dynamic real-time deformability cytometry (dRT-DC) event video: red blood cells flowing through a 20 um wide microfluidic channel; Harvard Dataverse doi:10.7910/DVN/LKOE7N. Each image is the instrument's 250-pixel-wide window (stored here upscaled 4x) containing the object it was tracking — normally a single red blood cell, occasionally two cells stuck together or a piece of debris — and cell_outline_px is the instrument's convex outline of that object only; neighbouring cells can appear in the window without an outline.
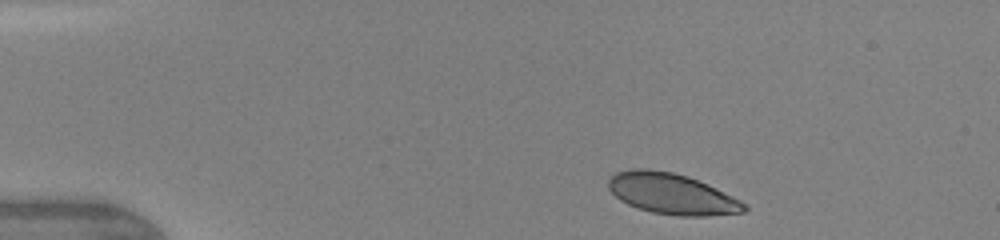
{"species": "human", "species_latin": "Homo sapiens", "temperature_condition": "warm", "stored_images_in_passage": 5, "camera_frame_rate_fps": 3000, "um_per_image_px": 0.085, "donor": {"sex": "female"}, "frame": {"image": 1, "passage_image": 1, "time_ms": 0.0, "image_size_px": [1000, 240], "cell_outline_px": [[748, 208], [744, 212], [708, 216], [676, 216], [652, 212], [628, 204], [620, 200], [608, 188], [608, 180], [616, 172], [628, 168], [648, 168], [672, 172], [688, 176], [740, 200], [748, 204]], "centroid_in_image_um": [57.08, 16.47], "position_along_channel_um": 27.9, "area_um2": 32.25}}
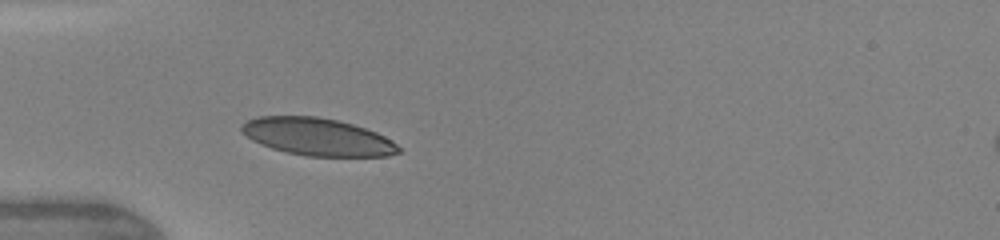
{"frame": {"image": 2, "passage_image": 4, "time_ms": 2.333, "image_size_px": [1000, 240], "cell_outline_px": [[400, 152], [388, 156], [308, 156], [288, 152], [272, 148], [260, 144], [252, 140], [240, 132], [240, 128], [248, 120], [256, 116], [316, 116], [336, 120], [352, 124], [376, 132], [392, 140], [400, 148]], "centroid_in_image_um": [26.97, 11.63], "position_along_channel_um": 58.0, "area_um2": 34.1}}